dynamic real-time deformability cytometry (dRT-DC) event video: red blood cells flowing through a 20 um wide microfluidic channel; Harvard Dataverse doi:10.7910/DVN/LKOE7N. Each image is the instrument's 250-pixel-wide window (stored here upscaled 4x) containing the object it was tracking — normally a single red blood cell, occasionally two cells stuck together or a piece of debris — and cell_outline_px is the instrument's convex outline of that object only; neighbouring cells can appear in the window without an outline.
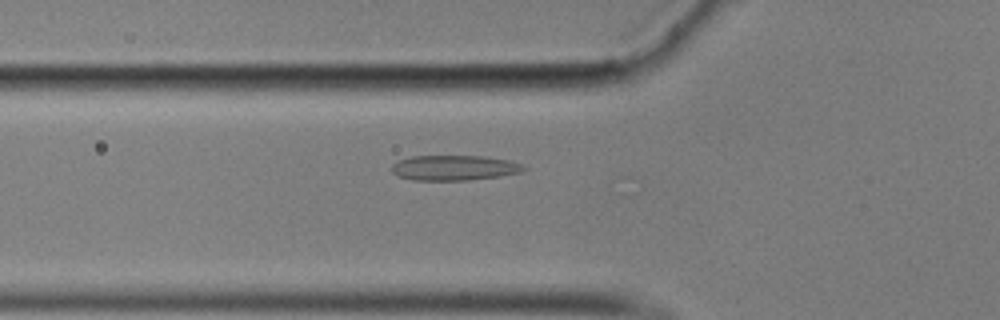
{"species": "common noctule bat (a hibernating species)", "species_latin": "Nyctalus noctula", "temperature_condition": "cold", "stored_images_in_passage": 58, "camera_frame_rate_fps": 3000, "um_per_image_px": 0.085, "animal": {"sex": "male", "body_mass_g": 17.9}, "frame": {"image": 1, "passage_image": 21, "time_ms": 6.667, "image_size_px": [1000, 320], "cell_outline_px": [[528, 168], [520, 172], [500, 176], [468, 180], [412, 180], [396, 176], [392, 172], [392, 164], [400, 160], [412, 156], [484, 156], [508, 160], [520, 164]], "centroid_in_image_um": [38.58, 14.27], "position_along_channel_um": 87.2, "area_um2": 19.31}}
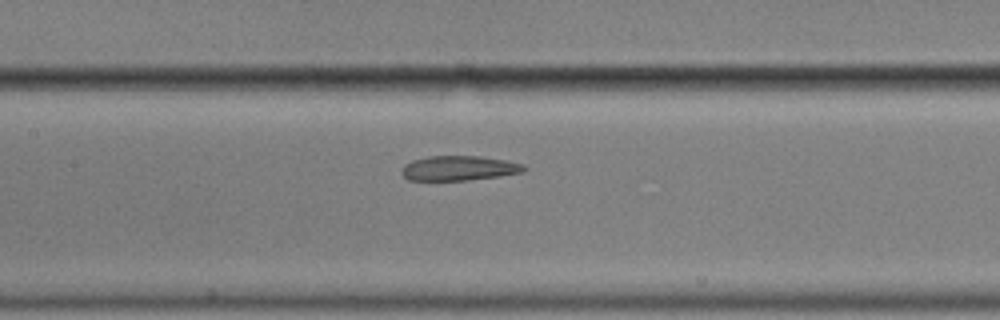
{"frame": {"image": 2, "passage_image": 28, "time_ms": 9.0, "image_size_px": [1000, 320], "cell_outline_px": [[528, 168], [524, 172], [500, 176], [468, 180], [408, 180], [400, 172], [400, 168], [404, 164], [412, 160], [428, 156], [480, 156], [504, 160], [524, 164]], "centroid_in_image_um": [39.0, 14.29], "position_along_channel_um": 168.4, "area_um2": 17.8}}
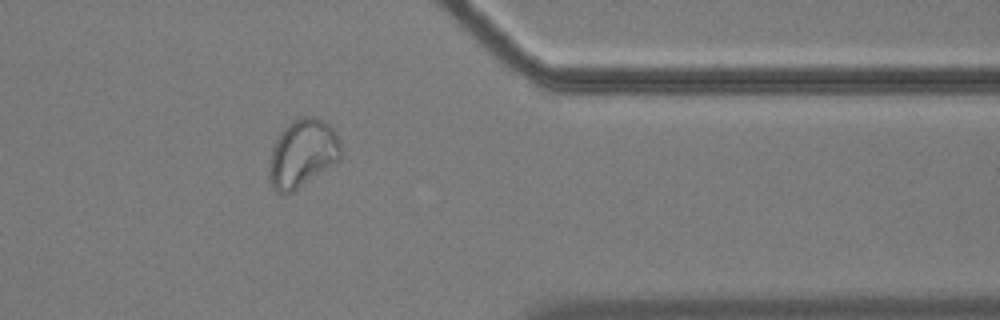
{"frame": {"image": 3, "passage_image": 48, "time_ms": 15.667, "image_size_px": [1000, 320], "cell_outline_px": [[340, 160], [292, 192], [276, 192], [272, 188], [268, 180], [268, 172], [272, 148], [276, 140], [284, 128], [292, 120], [300, 116], [316, 116], [324, 120], [336, 132], [340, 140]], "centroid_in_image_um": [25.71, 13.02], "position_along_channel_um": 385.7, "area_um2": 28.44}, "authors_computed_cell_mechanics": {"area_um2": 19.9121, "velocity_mm_per_s": 3.458, "shape_relaxation_time_tau1_ms": null, "shape_relaxation_time_tau2_ms": 2.1811, "deformation_change_tau1": null, "deformation_change_tau2": 0.0637}}